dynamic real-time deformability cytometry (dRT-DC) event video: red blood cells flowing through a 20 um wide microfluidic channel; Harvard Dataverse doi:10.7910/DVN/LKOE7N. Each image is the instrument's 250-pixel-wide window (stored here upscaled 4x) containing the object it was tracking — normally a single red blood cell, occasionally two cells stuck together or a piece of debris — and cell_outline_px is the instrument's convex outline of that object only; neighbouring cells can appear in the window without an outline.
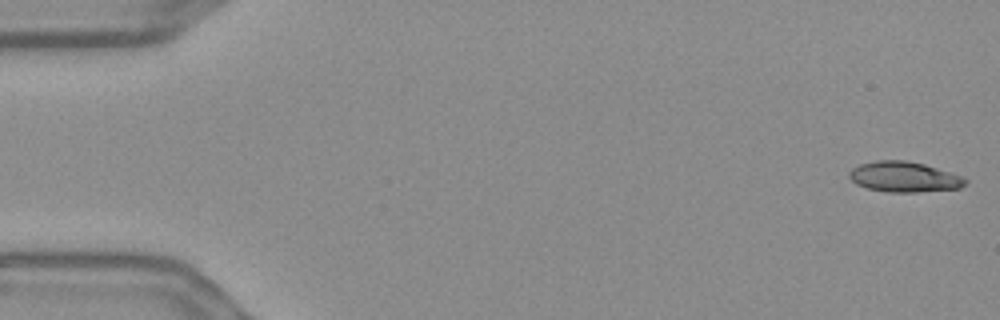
{"species": "Egyptian fruit bat (a non-hibernating species)", "species_latin": "Rousettus aegyptiacus", "temperature_condition": "warm", "stored_images_in_passage": 36, "camera_frame_rate_fps": 3000, "um_per_image_px": 0.085, "frame": {"image": 1, "passage_image": 1, "time_ms": 0.0, "image_size_px": [1000, 320], "cell_outline_px": [[968, 184], [960, 188], [916, 192], [888, 192], [868, 188], [856, 184], [848, 176], [848, 172], [852, 168], [860, 164], [876, 160], [904, 160], [924, 164], [960, 176], [968, 180]], "centroid_in_image_um": [76.83, 15.03], "position_along_channel_um": 8.2, "area_um2": 20.46}}
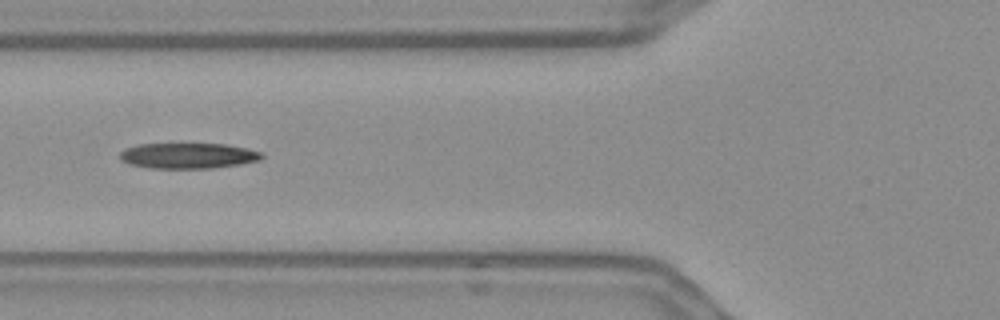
{"frame": {"image": 2, "passage_image": 21, "time_ms": 6.667, "image_size_px": [1000, 320], "cell_outline_px": [[264, 156], [260, 160], [240, 164], [212, 168], [148, 168], [128, 164], [120, 160], [120, 152], [124, 148], [136, 144], [224, 144], [248, 148], [264, 152]], "centroid_in_image_um": [15.98, 13.23], "position_along_channel_um": 109.8, "area_um2": 21.39}}
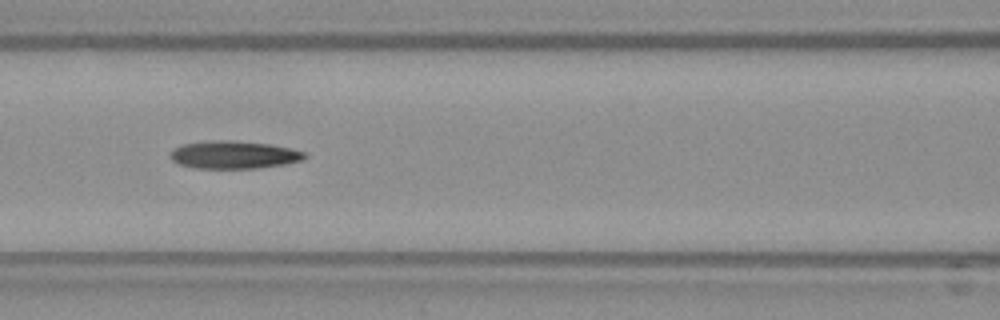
{"frame": {"image": 3, "passage_image": 24, "time_ms": 7.667, "image_size_px": [1000, 320], "cell_outline_px": [[308, 156], [304, 160], [284, 164], [256, 168], [192, 168], [176, 164], [168, 156], [168, 152], [172, 148], [180, 144], [216, 140], [228, 140], [268, 144], [288, 148], [304, 152]], "centroid_in_image_um": [19.78, 13.16], "position_along_channel_um": 146.8, "area_um2": 21.91}}